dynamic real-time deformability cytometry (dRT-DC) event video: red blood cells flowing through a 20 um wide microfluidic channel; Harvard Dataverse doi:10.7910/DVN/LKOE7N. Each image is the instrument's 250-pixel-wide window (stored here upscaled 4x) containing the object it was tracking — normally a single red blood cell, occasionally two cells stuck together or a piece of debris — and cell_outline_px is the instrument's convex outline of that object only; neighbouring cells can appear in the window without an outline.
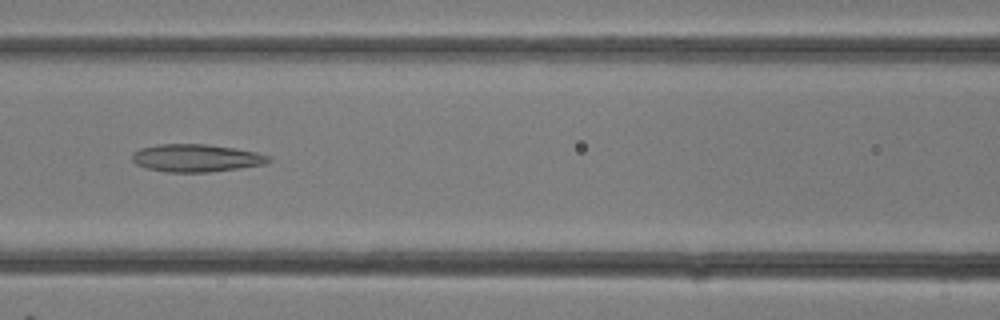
{"species": "common noctule bat (a hibernating species)", "species_latin": "Nyctalus noctula", "temperature_condition": "room temperature", "stored_images_in_passage": 20, "camera_frame_rate_fps": 3000, "um_per_image_px": 0.085, "animal": {"sex": "female"}, "frame": {"image": 1, "passage_image": 11, "time_ms": 3.333, "image_size_px": [1000, 320], "cell_outline_px": [[272, 160], [264, 164], [240, 168], [208, 172], [168, 172], [148, 168], [136, 164], [132, 160], [132, 152], [140, 148], [160, 144], [208, 144], [236, 148], [256, 152], [272, 156]], "centroid_in_image_um": [16.7, 13.42], "position_along_channel_um": 149.9, "area_um2": 22.08}}
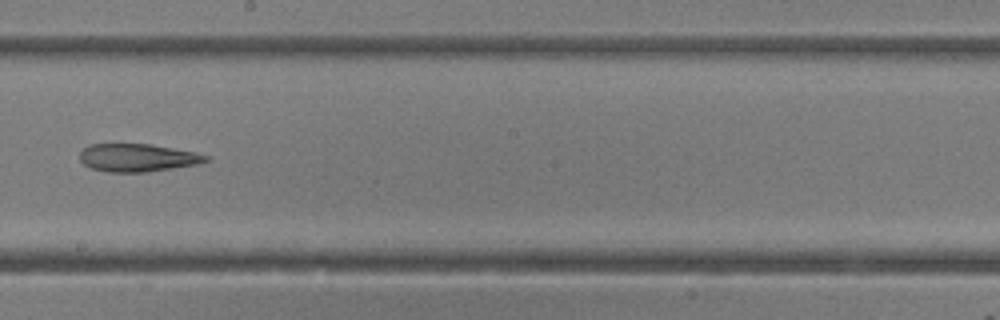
{"frame": {"image": 2, "passage_image": 15, "time_ms": 4.667, "image_size_px": [1000, 320], "cell_outline_px": [[212, 160], [196, 164], [148, 172], [108, 172], [92, 168], [84, 164], [80, 160], [80, 152], [88, 144], [152, 144], [196, 152], [208, 156]], "centroid_in_image_um": [11.71, 13.4], "position_along_channel_um": 236.5, "area_um2": 20.52}}
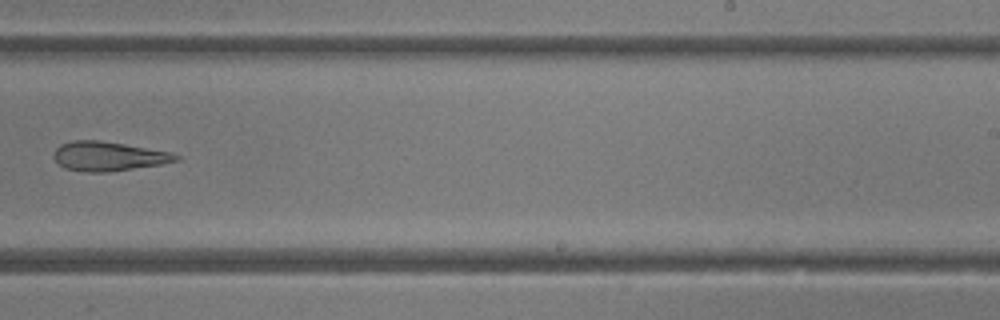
{"frame": {"image": 3, "passage_image": 17, "time_ms": 5.333, "image_size_px": [1000, 320], "cell_outline_px": [[180, 160], [160, 164], [108, 172], [88, 172], [64, 168], [52, 156], [56, 148], [60, 144], [72, 140], [100, 140], [172, 152], [180, 156]], "centroid_in_image_um": [9.2, 13.27], "position_along_channel_um": 279.8, "area_um2": 20.81}}